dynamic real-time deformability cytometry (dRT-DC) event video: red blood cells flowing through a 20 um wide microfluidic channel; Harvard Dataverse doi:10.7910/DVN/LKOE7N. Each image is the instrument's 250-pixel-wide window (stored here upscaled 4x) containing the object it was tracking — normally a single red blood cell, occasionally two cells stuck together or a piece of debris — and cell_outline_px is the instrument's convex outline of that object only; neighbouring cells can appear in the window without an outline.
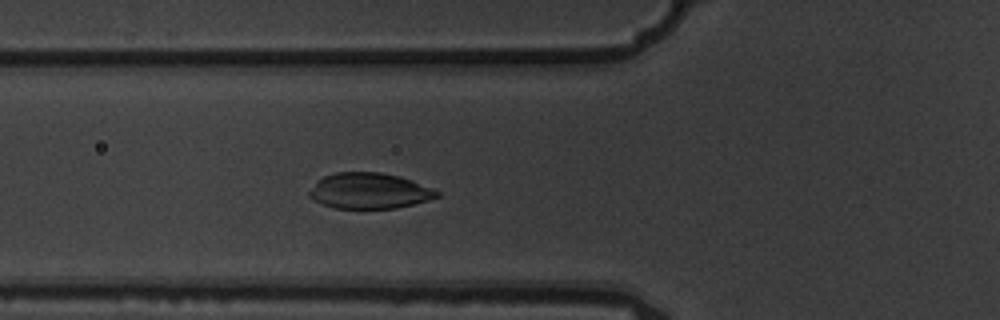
{"species": "common noctule bat (a hibernating species)", "species_latin": "Nyctalus noctula", "temperature_condition": "warm", "stored_images_in_passage": 6, "camera_frame_rate_fps": 3000, "um_per_image_px": 0.085, "animal": {"sex": "male", "body_mass_g": 19.5, "forearm_length_mm": 54.6}, "frame": {"image": 1, "passage_image": 6, "time_ms": 1.667, "image_size_px": [1000, 320], "cell_outline_px": [[440, 196], [428, 200], [396, 208], [332, 208], [308, 196], [308, 192], [324, 176], [336, 172], [380, 172], [400, 176], [412, 180], [440, 192]], "centroid_in_image_um": [31.41, 16.22], "position_along_channel_um": 94.4, "area_um2": 26.3}}